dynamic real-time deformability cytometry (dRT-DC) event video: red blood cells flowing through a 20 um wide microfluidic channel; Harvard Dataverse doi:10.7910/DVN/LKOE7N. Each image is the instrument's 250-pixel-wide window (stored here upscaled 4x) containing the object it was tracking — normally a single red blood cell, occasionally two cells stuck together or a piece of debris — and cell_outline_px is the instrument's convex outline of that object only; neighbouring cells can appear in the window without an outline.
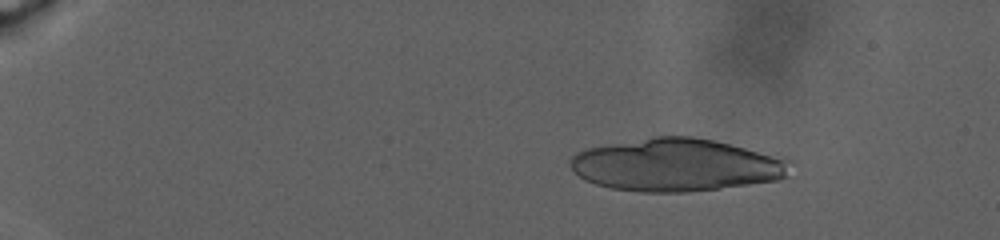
{"species": "human", "species_latin": "Homo sapiens", "temperature_condition": "warm", "stored_images_in_passage": 20, "camera_frame_rate_fps": 3000, "um_per_image_px": 0.085, "donor": {"sex": "male"}, "frame": {"image": 1, "passage_image": 8, "time_ms": 5.0, "image_size_px": [1000, 240], "cell_outline_px": [[792, 160], [788, 176], [780, 180], [720, 188], [688, 192], [640, 192], [612, 188], [596, 184], [584, 180], [572, 168], [568, 160], [576, 152], [584, 148], [652, 136], [692, 136], [712, 140], [788, 156]], "centroid_in_image_um": [57.55, 14.01], "position_along_channel_um": 27.5, "area_um2": 68.44}}
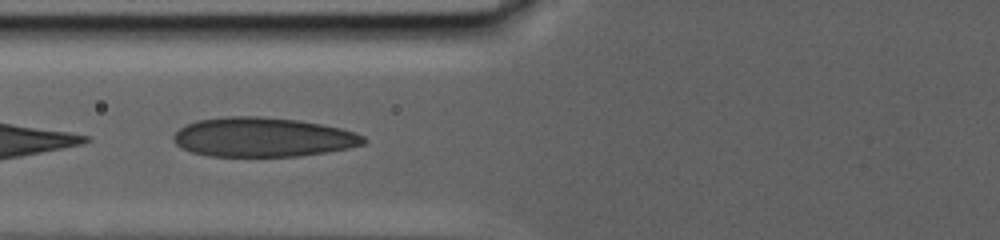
{"frame": {"image": 2, "passage_image": 18, "time_ms": 14.667, "image_size_px": [1000, 240], "cell_outline_px": [[368, 140], [364, 144], [348, 148], [328, 152], [300, 156], [208, 156], [192, 152], [180, 148], [172, 140], [172, 136], [180, 128], [196, 120], [228, 116], [260, 116], [296, 120], [320, 124], [340, 128], [356, 132], [364, 136]], "centroid_in_image_um": [22.34, 11.66], "position_along_channel_um": 103.5, "area_um2": 43.75}}